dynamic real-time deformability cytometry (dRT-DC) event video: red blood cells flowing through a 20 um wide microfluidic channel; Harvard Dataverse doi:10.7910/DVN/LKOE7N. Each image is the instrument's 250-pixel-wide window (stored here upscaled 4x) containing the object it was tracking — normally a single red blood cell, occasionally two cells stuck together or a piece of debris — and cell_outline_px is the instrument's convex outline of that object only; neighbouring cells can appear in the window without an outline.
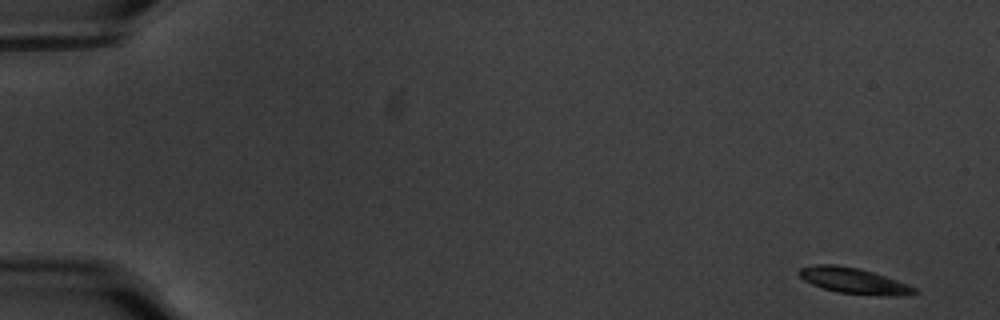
{"species": "common noctule bat (a hibernating species)", "species_latin": "Nyctalus noctula", "temperature_condition": "warm", "stored_images_in_passage": 58, "camera_frame_rate_fps": 3000, "um_per_image_px": 0.085, "animal": {"sex": "male", "body_mass_g": 20.1, "forearm_length_mm": 53.5}, "frame": {"image": 1, "passage_image": 1, "time_ms": 0.0, "image_size_px": [1000, 320], "cell_outline_px": [[920, 292], [900, 296], [884, 296], [836, 292], [812, 284], [804, 280], [796, 272], [800, 268], [816, 264], [836, 264], [860, 268], [908, 284], [916, 288]], "centroid_in_image_um": [72.57, 23.86], "position_along_channel_um": 12.4, "area_um2": 17.4}}
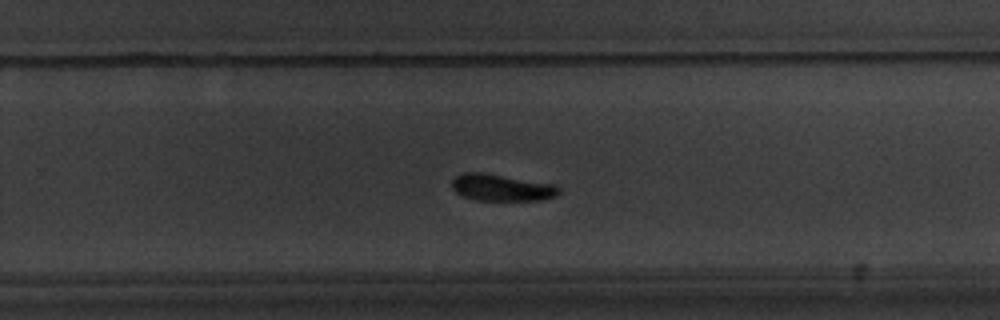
{"frame": {"image": 2, "passage_image": 37, "time_ms": 12.0, "image_size_px": [1000, 320], "cell_outline_px": [[560, 192], [556, 196], [544, 200], [476, 200], [464, 196], [456, 192], [452, 188], [452, 180], [456, 176], [464, 172], [484, 172], [556, 184], [560, 188]], "centroid_in_image_um": [42.67, 15.93], "position_along_channel_um": 287.1, "area_um2": 16.88}}
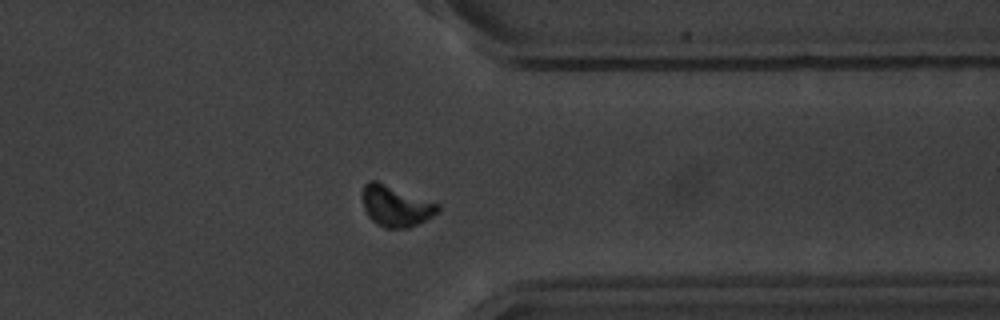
{"frame": {"image": 3, "passage_image": 45, "time_ms": 14.667, "image_size_px": [1000, 320], "cell_outline_px": [[440, 208], [432, 216], [408, 228], [384, 228], [376, 224], [368, 216], [364, 208], [364, 184], [368, 180], [376, 180], [440, 204]], "centroid_in_image_um": [33.64, 17.51], "position_along_channel_um": 377.8, "area_um2": 17.74}, "authors_computed_cell_mechanics": {"area_um2": 17.2822, "velocity_mm_per_s": 3.4942, "shape_relaxation_time_tau1_ms": 1.6633, "shape_relaxation_time_tau2_ms": null, "deformation_change_tau1": 0.1408, "deformation_change_tau2": null}}